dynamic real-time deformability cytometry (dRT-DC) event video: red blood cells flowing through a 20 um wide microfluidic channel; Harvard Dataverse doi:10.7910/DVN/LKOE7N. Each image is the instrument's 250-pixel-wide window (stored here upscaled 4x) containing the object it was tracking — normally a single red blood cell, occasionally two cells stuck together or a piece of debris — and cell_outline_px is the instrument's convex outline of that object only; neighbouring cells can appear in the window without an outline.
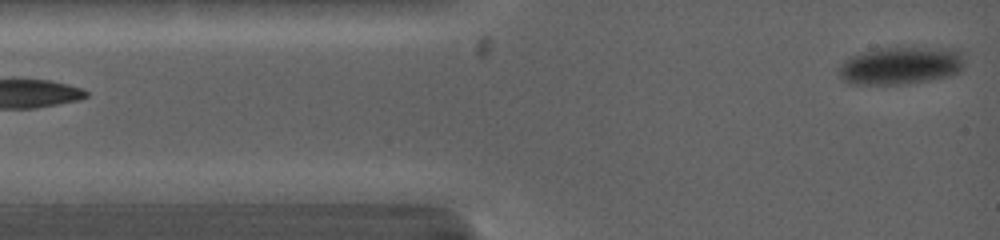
{"species": "common noctule bat (a hibernating species)", "species_latin": "Nyctalus noctula", "temperature_condition": "warm", "stored_images_in_passage": 2, "segment_of_instrument_passage": [2, 2], "camera_frame_rate_fps": 5000, "um_per_image_px": 0.085, "animal": {"sex": "female", "body_mass_g": 19.0, "forearm_length_mm": 53.3}, "frame": {"image": 1, "passage_image": 2, "time_ms": 0.6, "image_size_px": [1000, 240], "cell_outline_px": [[964, 68], [960, 72], [948, 76], [908, 84], [848, 84], [840, 76], [840, 64], [848, 56], [860, 52], [880, 48], [960, 48], [964, 52]], "centroid_in_image_um": [76.61, 5.56], "position_along_channel_um": 8.4, "area_um2": 28.03}}